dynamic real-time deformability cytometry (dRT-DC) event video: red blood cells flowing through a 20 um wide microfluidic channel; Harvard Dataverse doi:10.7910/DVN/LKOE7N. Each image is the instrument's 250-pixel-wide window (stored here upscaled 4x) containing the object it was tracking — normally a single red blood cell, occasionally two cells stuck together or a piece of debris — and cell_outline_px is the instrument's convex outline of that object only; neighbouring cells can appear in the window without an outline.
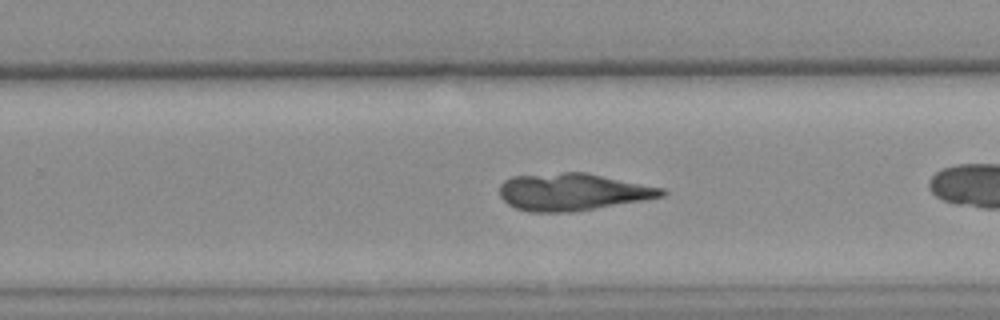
{"species": "common noctule bat (a hibernating species)", "species_latin": "Nyctalus noctula", "temperature_condition": "warm", "stored_images_in_passage": 30, "camera_frame_rate_fps": 3000, "um_per_image_px": 0.085, "animal": {"sex": "female", "body_mass_g": 25.1}, "frame": {"image": 1, "passage_image": 18, "time_ms": 5.667, "image_size_px": [1000, 320], "cell_outline_px": [[668, 192], [664, 196], [596, 208], [572, 212], [528, 212], [516, 208], [508, 204], [500, 196], [500, 184], [504, 180], [512, 176], [564, 172], [588, 172], [664, 188]], "centroid_in_image_um": [48.67, 16.3], "position_along_channel_um": 281.1, "area_um2": 35.26}}